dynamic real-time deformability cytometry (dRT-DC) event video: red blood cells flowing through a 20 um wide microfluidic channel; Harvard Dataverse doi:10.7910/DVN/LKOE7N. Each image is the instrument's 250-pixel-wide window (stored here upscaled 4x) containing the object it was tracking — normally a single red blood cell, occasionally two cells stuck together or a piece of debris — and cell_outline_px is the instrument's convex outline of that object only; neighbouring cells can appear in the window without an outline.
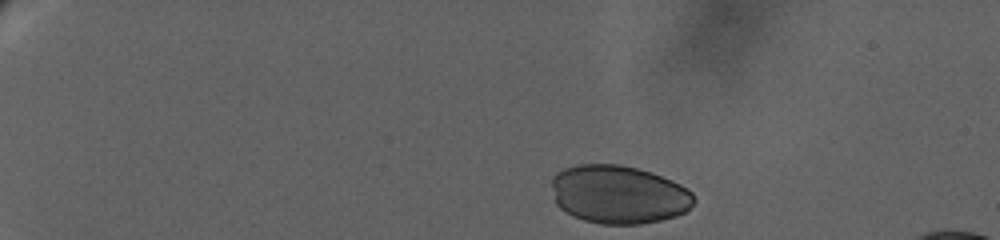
{"species": "human", "species_latin": "Homo sapiens", "temperature_condition": "warm", "stored_images_in_passage": 44, "camera_frame_rate_fps": 3000, "um_per_image_px": 0.085, "donor": {"sex": "female"}, "frame": {"image": 1, "passage_image": 1, "time_ms": 0.0, "image_size_px": [1000, 240], "cell_outline_px": [[696, 200], [684, 212], [676, 216], [660, 220], [640, 224], [600, 224], [584, 220], [572, 216], [560, 208], [556, 204], [552, 184], [552, 176], [556, 172], [564, 168], [576, 164], [620, 164], [652, 172], [672, 180], [680, 184], [692, 192]], "centroid_in_image_um": [52.57, 16.52], "position_along_channel_um": 32.4, "area_um2": 48.61}}
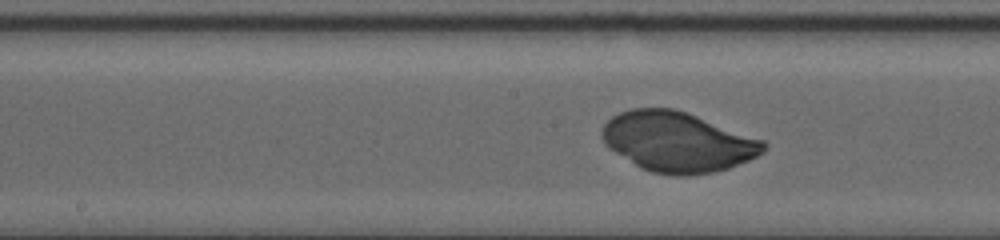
{"frame": {"image": 2, "passage_image": 24, "time_ms": 10.0, "image_size_px": [1000, 240], "cell_outline_px": [[768, 144], [764, 152], [748, 160], [728, 168], [712, 172], [680, 176], [676, 176], [652, 172], [640, 168], [608, 148], [604, 144], [600, 136], [600, 132], [604, 124], [612, 116], [620, 112], [632, 108], [676, 108], [764, 140]], "centroid_in_image_um": [57.57, 12.05], "position_along_channel_um": 190.6, "area_um2": 56.64}}
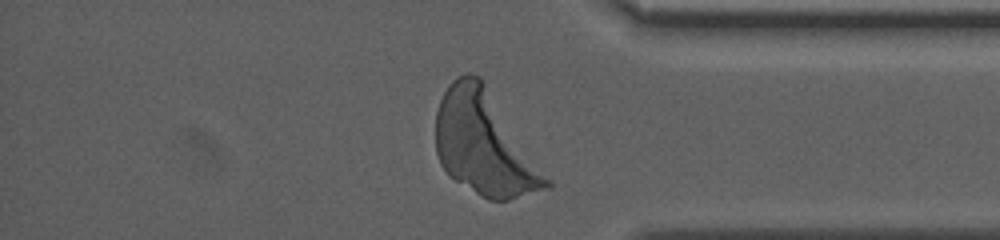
{"frame": {"image": 3, "passage_image": 42, "time_ms": 17.667, "image_size_px": [1000, 240], "cell_outline_px": [[552, 184], [548, 188], [508, 200], [488, 200], [480, 196], [448, 176], [440, 164], [436, 152], [436, 112], [440, 100], [448, 84], [456, 76], [468, 72], [480, 76], [552, 180]], "centroid_in_image_um": [41.16, 12.22], "position_along_channel_um": 394.0, "area_um2": 66.76}}